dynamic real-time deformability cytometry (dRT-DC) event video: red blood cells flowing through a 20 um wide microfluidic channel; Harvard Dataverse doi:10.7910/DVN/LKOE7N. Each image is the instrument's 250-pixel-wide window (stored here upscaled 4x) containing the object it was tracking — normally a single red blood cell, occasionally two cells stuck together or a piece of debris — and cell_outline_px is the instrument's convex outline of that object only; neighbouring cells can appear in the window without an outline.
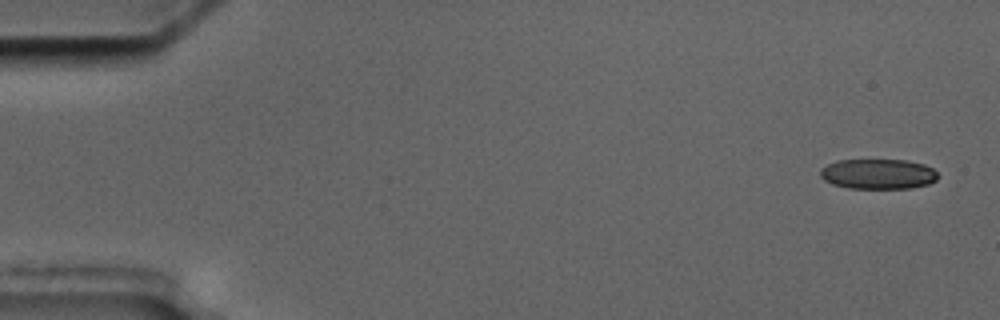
{"species": "common noctule bat (a hibernating species)", "species_latin": "Nyctalus noctula", "temperature_condition": "cold", "stored_images_in_passage": 8, "camera_frame_rate_fps": 3000, "um_per_image_px": 0.085, "animal": {"sex": "male", "body_mass_g": 17.5, "forearm_length_mm": 52.3}, "frame": {"image": 1, "passage_image": 1, "time_ms": 0.0, "image_size_px": [1000, 320], "cell_outline_px": [[936, 180], [928, 184], [912, 188], [848, 188], [832, 184], [824, 180], [820, 176], [820, 168], [836, 160], [908, 160], [924, 164], [932, 168], [936, 172]], "centroid_in_image_um": [74.61, 14.78], "position_along_channel_um": 10.4, "area_um2": 20.69}}
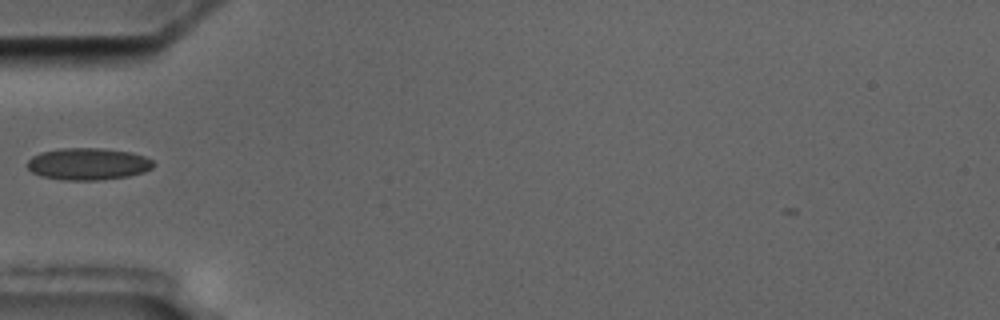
{"frame": {"image": 2, "passage_image": 6, "time_ms": 5.667, "image_size_px": [1000, 320], "cell_outline_px": [[156, 164], [152, 168], [144, 172], [128, 176], [100, 180], [64, 180], [40, 176], [32, 172], [28, 168], [28, 160], [32, 156], [40, 152], [60, 148], [104, 148], [132, 152], [144, 156], [152, 160]], "centroid_in_image_um": [7.5, 13.93], "position_along_channel_um": 77.5, "area_um2": 23.7}}
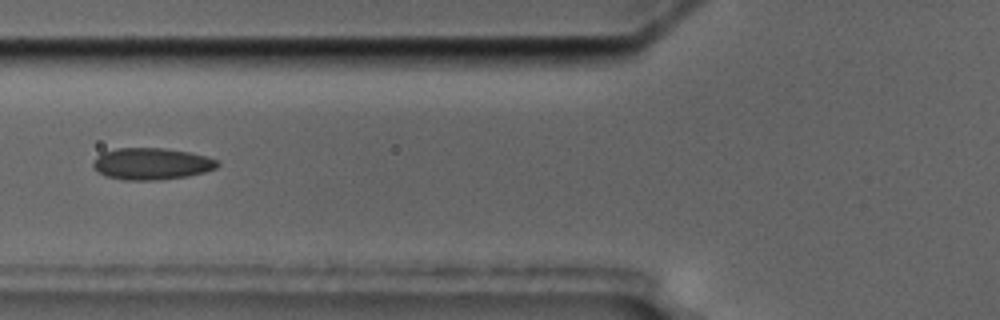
{"frame": {"image": 3, "passage_image": 7, "time_ms": 6.667, "image_size_px": [1000, 320], "cell_outline_px": [[220, 164], [216, 168], [204, 172], [188, 176], [160, 180], [124, 180], [104, 176], [96, 172], [92, 164], [96, 156], [100, 152], [116, 148], [164, 148], [192, 152], [216, 160]], "centroid_in_image_um": [12.83, 13.92], "position_along_channel_um": 113.0, "area_um2": 23.29}}